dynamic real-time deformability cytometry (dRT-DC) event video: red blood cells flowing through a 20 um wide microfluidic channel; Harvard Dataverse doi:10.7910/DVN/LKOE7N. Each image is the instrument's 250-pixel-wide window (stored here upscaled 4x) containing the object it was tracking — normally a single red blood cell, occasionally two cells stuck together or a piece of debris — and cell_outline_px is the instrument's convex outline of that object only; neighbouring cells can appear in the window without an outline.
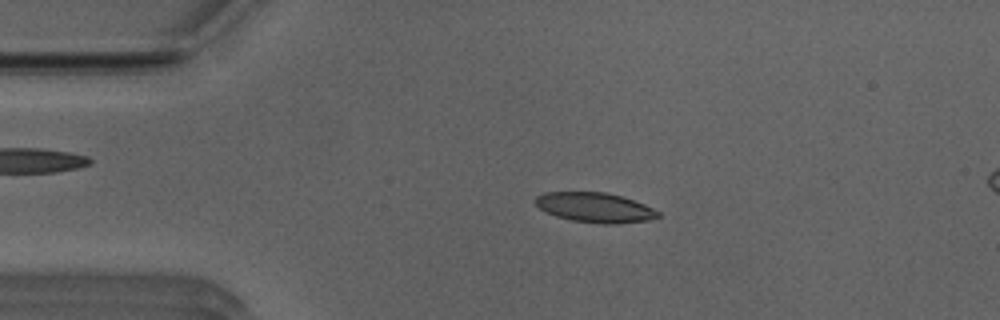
{"species": "Egyptian fruit bat (a non-hibernating species)", "species_latin": "Rousettus aegyptiacus", "temperature_condition": "room temperature", "stored_images_in_passage": 51, "camera_frame_rate_fps": 3000, "um_per_image_px": 0.085, "animal": {"sex": "male"}, "frame": {"image": 1, "passage_image": 10, "time_ms": 3.0, "image_size_px": [1000, 320], "cell_outline_px": [[660, 216], [648, 220], [616, 224], [600, 224], [572, 220], [556, 216], [544, 212], [536, 204], [536, 196], [544, 192], [604, 192], [620, 196], [644, 204], [660, 212]], "centroid_in_image_um": [50.55, 17.64], "position_along_channel_um": 34.4, "area_um2": 21.21}}
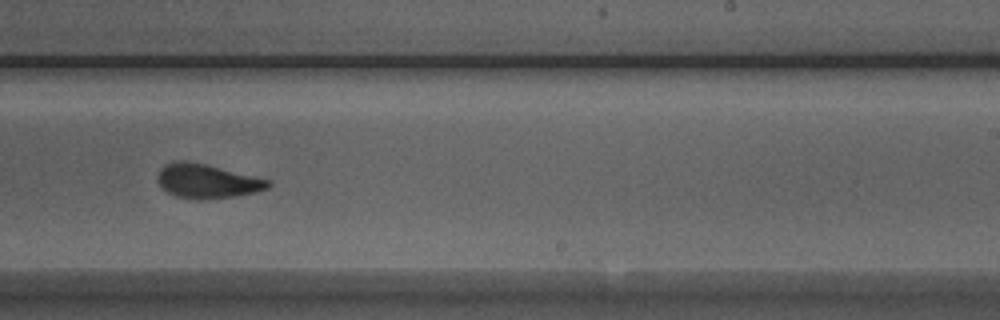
{"frame": {"image": 2, "passage_image": 31, "time_ms": 10.0, "image_size_px": [1000, 320], "cell_outline_px": [[272, 184], [268, 188], [256, 192], [232, 196], [200, 200], [176, 196], [168, 192], [160, 184], [156, 176], [160, 168], [164, 164], [176, 160], [184, 160], [204, 164], [272, 180]], "centroid_in_image_um": [17.6, 15.38], "position_along_channel_um": 271.4, "area_um2": 21.91}}
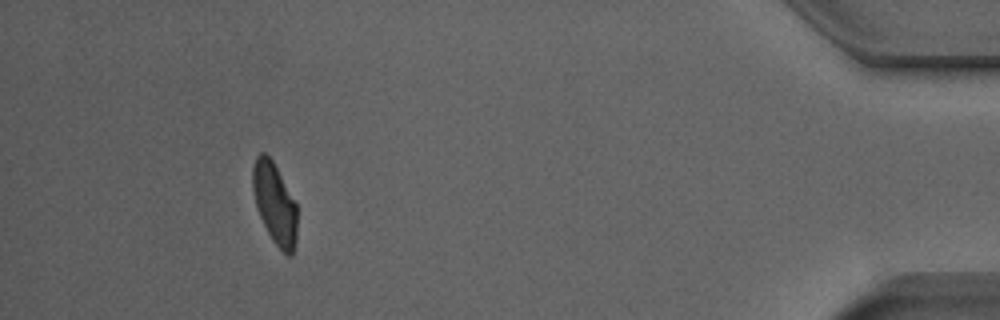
{"frame": {"image": 3, "passage_image": 47, "time_ms": 15.333, "image_size_px": [1000, 320], "cell_outline_px": [[296, 240], [292, 256], [288, 256], [272, 240], [260, 216], [256, 204], [252, 188], [252, 168], [256, 156], [260, 152], [264, 152], [272, 160], [296, 204]], "centroid_in_image_um": [23.33, 17.28], "position_along_channel_um": 411.9, "area_um2": 20.63}, "authors_computed_cell_mechanics": {"area_um2": 21.9062, "velocity_mm_per_s": 3.8997, "shape_relaxation_time_tau1_ms": 7.1624, "shape_relaxation_time_tau2_ms": 1.9302, "deformation_change_tau1": 0.1918, "deformation_change_tau2": 0.0846}}